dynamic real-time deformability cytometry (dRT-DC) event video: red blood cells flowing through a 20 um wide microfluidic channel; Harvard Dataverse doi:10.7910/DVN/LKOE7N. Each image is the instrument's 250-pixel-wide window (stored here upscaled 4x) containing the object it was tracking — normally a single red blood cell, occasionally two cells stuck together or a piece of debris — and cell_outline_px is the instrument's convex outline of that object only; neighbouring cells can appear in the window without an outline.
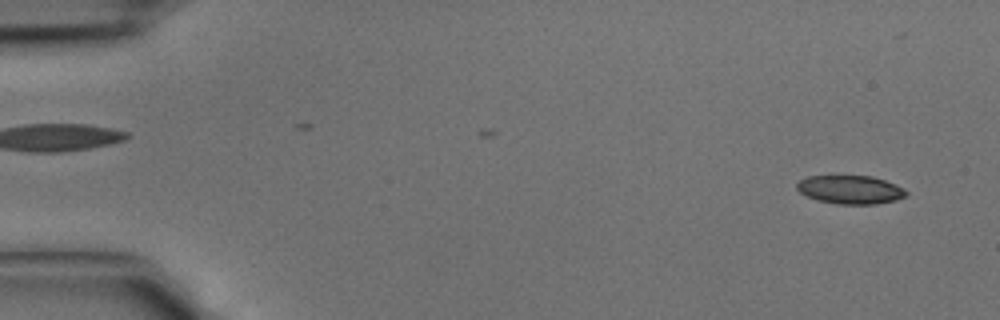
{"species": "common noctule bat (a hibernating species)", "species_latin": "Nyctalus noctula", "temperature_condition": "cold", "stored_images_in_passage": 41, "camera_frame_rate_fps": 3000, "um_per_image_px": 0.085, "animal": {"sex": "male", "body_mass_g": 15.6}, "frame": {"image": 1, "passage_image": 2, "time_ms": 0.333, "image_size_px": [1000, 320], "cell_outline_px": [[908, 196], [896, 200], [876, 204], [836, 204], [816, 200], [800, 192], [796, 188], [796, 184], [800, 180], [808, 176], [872, 176], [896, 184], [904, 188], [908, 192]], "centroid_in_image_um": [72.31, 16.12], "position_along_channel_um": 12.7, "area_um2": 18.26}}
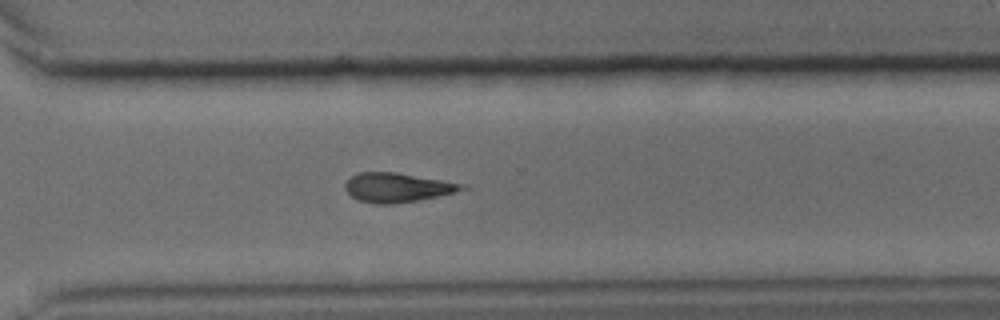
{"frame": {"image": 2, "passage_image": 30, "time_ms": 9.667, "image_size_px": [1000, 320], "cell_outline_px": [[468, 188], [436, 196], [416, 200], [388, 204], [376, 204], [360, 200], [352, 196], [344, 188], [344, 184], [352, 176], [360, 172], [396, 172], [468, 184]], "centroid_in_image_um": [33.78, 15.92], "position_along_channel_um": 336.8, "area_um2": 19.65}}
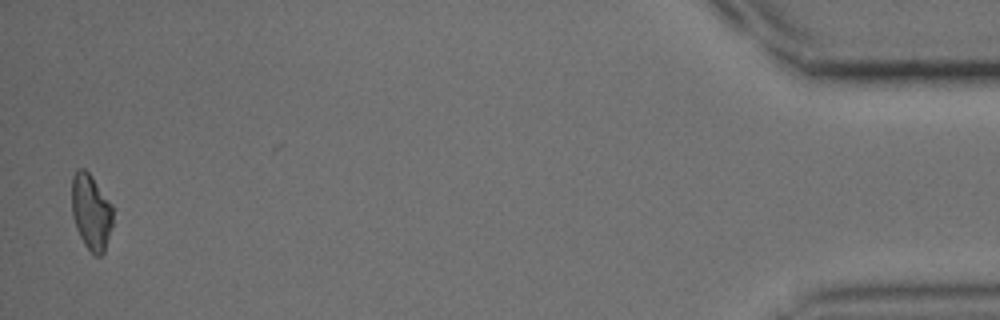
{"frame": {"image": 3, "passage_image": 41, "time_ms": 13.333, "image_size_px": [1000, 320], "cell_outline_px": [[112, 228], [104, 252], [100, 256], [96, 256], [84, 244], [76, 228], [72, 216], [72, 176], [76, 168], [84, 168], [92, 176], [112, 204]], "centroid_in_image_um": [7.74, 17.99], "position_along_channel_um": 427.5, "area_um2": 18.26}}